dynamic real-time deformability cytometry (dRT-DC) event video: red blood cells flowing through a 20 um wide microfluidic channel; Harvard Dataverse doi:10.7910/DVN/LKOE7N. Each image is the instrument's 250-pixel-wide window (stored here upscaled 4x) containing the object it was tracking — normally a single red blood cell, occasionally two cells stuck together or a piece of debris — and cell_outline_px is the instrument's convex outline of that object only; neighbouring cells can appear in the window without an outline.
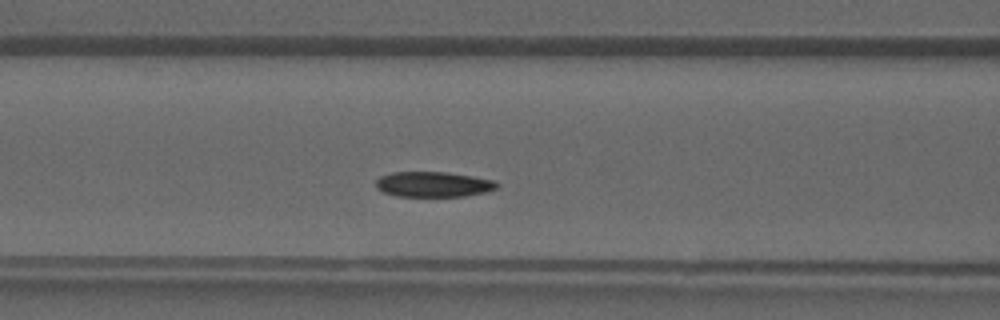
{"species": "common noctule bat (a hibernating species)", "species_latin": "Nyctalus noctula", "temperature_condition": "warm", "stored_images_in_passage": 30, "camera_frame_rate_fps": 3000, "um_per_image_px": 0.085, "animal": {"sex": "male", "forearm_length_mm": 52.5}, "frame": {"image": 1, "passage_image": 10, "time_ms": 3.0, "image_size_px": [1000, 320], "cell_outline_px": [[500, 184], [496, 188], [488, 192], [464, 196], [396, 196], [384, 192], [376, 188], [376, 180], [380, 176], [392, 172], [448, 172], [472, 176], [492, 180]], "centroid_in_image_um": [36.83, 15.66], "position_along_channel_um": 129.8, "area_um2": 17.86}}
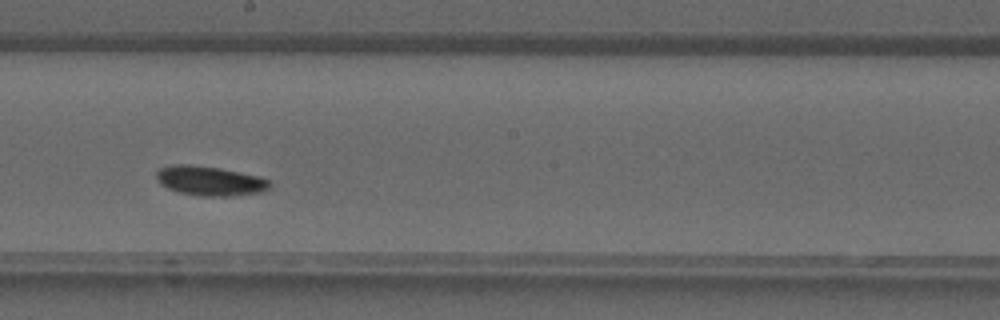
{"frame": {"image": 2, "passage_image": 16, "time_ms": 5.0, "image_size_px": [1000, 320], "cell_outline_px": [[268, 188], [264, 192], [232, 196], [200, 196], [180, 192], [168, 188], [160, 184], [156, 180], [156, 172], [160, 168], [172, 164], [192, 164], [220, 168], [256, 176], [268, 180]], "centroid_in_image_um": [17.78, 15.37], "position_along_channel_um": 230.4, "area_um2": 19.42}}
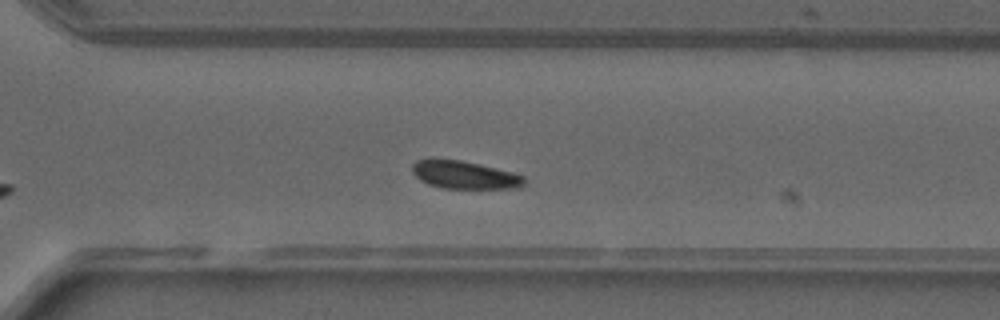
{"frame": {"image": 3, "passage_image": 22, "time_ms": 7.0, "image_size_px": [1000, 320], "cell_outline_px": [[524, 184], [520, 188], [440, 188], [428, 184], [420, 180], [412, 172], [412, 164], [416, 160], [432, 156], [436, 156], [460, 160], [496, 168], [512, 172], [524, 176]], "centroid_in_image_um": [39.4, 14.83], "position_along_channel_um": 331.2, "area_um2": 18.61}}